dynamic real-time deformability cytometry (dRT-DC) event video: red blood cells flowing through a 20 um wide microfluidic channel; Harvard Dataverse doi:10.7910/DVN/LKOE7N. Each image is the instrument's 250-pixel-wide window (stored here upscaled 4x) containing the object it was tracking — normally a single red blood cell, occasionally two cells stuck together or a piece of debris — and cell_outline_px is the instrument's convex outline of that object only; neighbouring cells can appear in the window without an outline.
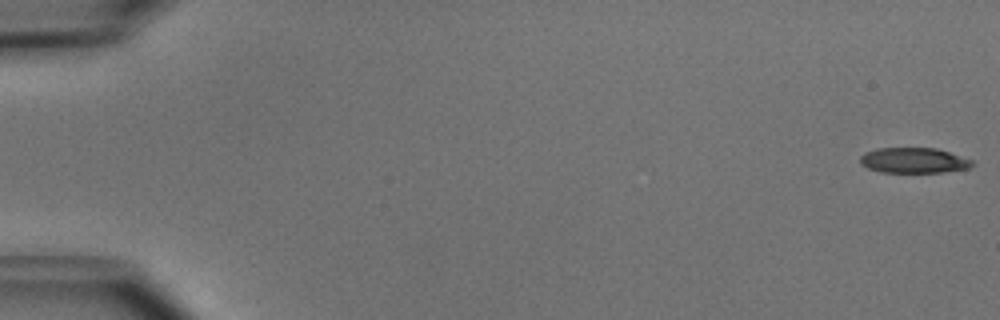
{"species": "common noctule bat (a hibernating species)", "species_latin": "Nyctalus noctula", "temperature_condition": "cold", "stored_images_in_passage": 51, "camera_frame_rate_fps": 3000, "um_per_image_px": 0.085, "animal": {"sex": "male", "body_mass_g": 15.6}, "frame": {"image": 1, "passage_image": 1, "time_ms": 0.0, "image_size_px": [1000, 320], "cell_outline_px": [[976, 164], [968, 168], [944, 172], [880, 172], [868, 168], [860, 164], [860, 156], [864, 152], [876, 148], [936, 148], [972, 160]], "centroid_in_image_um": [77.64, 13.63], "position_along_channel_um": 7.4, "area_um2": 16.59}}
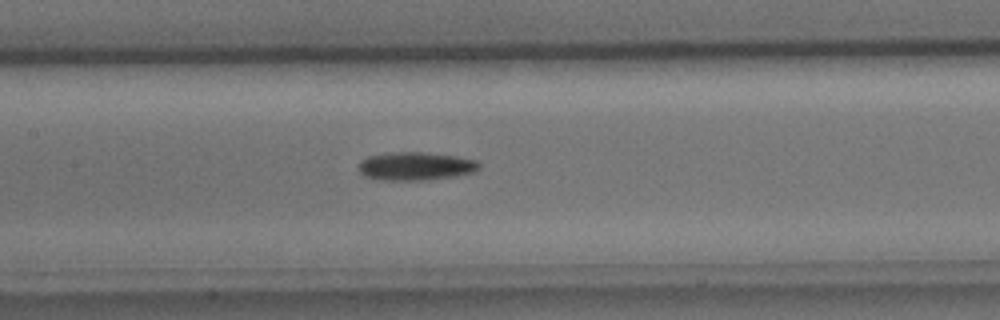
{"frame": {"image": 2, "passage_image": 25, "time_ms": 8.0, "image_size_px": [1000, 320], "cell_outline_px": [[480, 168], [472, 172], [456, 176], [428, 180], [380, 180], [364, 176], [356, 168], [360, 160], [368, 156], [392, 152], [420, 152], [456, 156], [476, 160], [480, 164]], "centroid_in_image_um": [35.28, 14.13], "position_along_channel_um": 172.1, "area_um2": 20.0}}
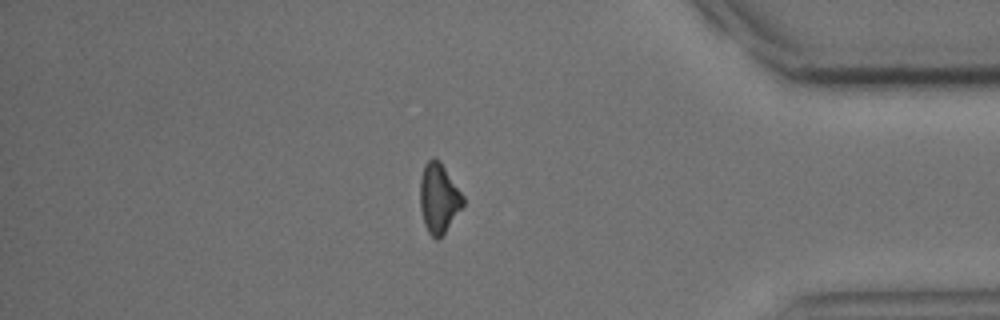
{"frame": {"image": 3, "passage_image": 44, "time_ms": 14.333, "image_size_px": [1000, 320], "cell_outline_px": [[464, 204], [444, 232], [436, 240], [428, 232], [424, 224], [420, 208], [420, 180], [424, 164], [432, 156], [440, 160], [464, 196]], "centroid_in_image_um": [37.28, 16.8], "position_along_channel_um": 397.9, "area_um2": 17.4}, "authors_computed_cell_mechanics": {"area_um2": 18.3226, "velocity_mm_per_s": 3.9865, "shape_relaxation_time_tau1_ms": 3.7444, "shape_relaxation_time_tau2_ms": null, "deformation_change_tau1": 0.1232, "deformation_change_tau2": null}}